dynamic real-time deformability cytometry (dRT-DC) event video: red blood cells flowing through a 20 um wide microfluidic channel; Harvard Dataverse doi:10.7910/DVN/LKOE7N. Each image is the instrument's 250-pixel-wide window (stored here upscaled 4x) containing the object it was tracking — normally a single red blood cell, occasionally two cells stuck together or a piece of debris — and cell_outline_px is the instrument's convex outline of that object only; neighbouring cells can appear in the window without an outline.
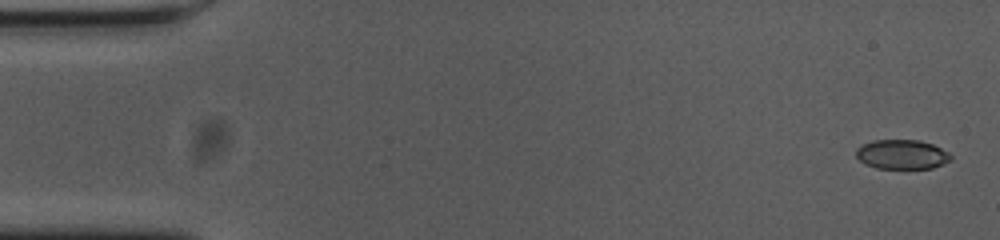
{"species": "common noctule bat (a hibernating species)", "species_latin": "Nyctalus noctula", "temperature_condition": "cold", "stored_images_in_passage": 51, "camera_frame_rate_fps": 3000, "um_per_image_px": 0.085, "animal": {"sex": "female", "body_mass_g": 23.0, "forearm_length_mm": 53.4}, "frame": {"image": 1, "passage_image": 2, "time_ms": 0.333, "image_size_px": [1000, 240], "cell_outline_px": [[952, 160], [932, 168], [876, 168], [864, 164], [856, 156], [856, 148], [872, 140], [920, 140], [932, 144], [948, 152], [952, 156]], "centroid_in_image_um": [76.66, 13.12], "position_along_channel_um": 8.3, "area_um2": 16.24}}
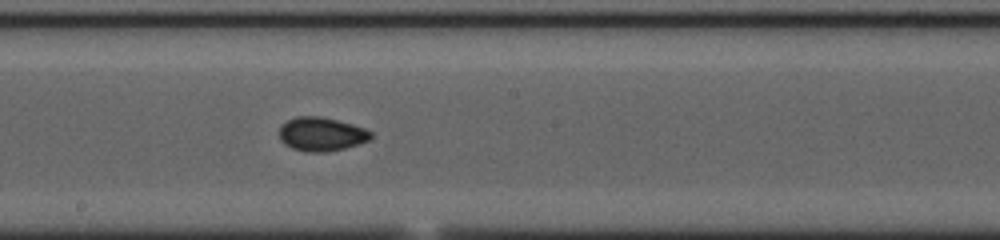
{"frame": {"image": 2, "passage_image": 30, "time_ms": 9.667, "image_size_px": [1000, 240], "cell_outline_px": [[372, 136], [368, 140], [344, 148], [324, 152], [308, 152], [292, 148], [284, 144], [280, 140], [280, 124], [296, 116], [320, 116], [352, 124], [364, 128], [372, 132]], "centroid_in_image_um": [27.28, 11.39], "position_along_channel_um": 220.9, "area_um2": 17.92}}
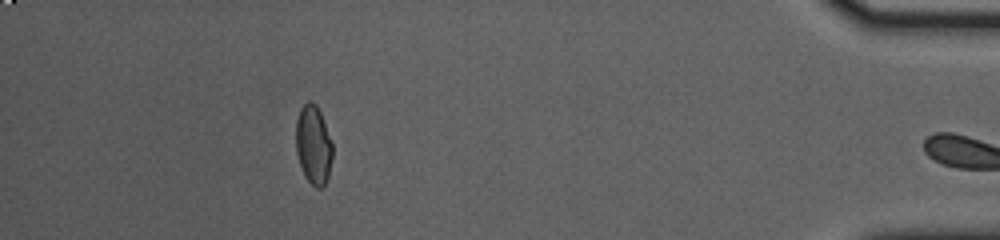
{"frame": {"image": 3, "passage_image": 50, "time_ms": 16.333, "image_size_px": [1000, 240], "cell_outline_px": [[332, 156], [328, 176], [324, 184], [320, 188], [316, 188], [304, 176], [296, 152], [296, 120], [300, 108], [308, 100], [312, 100], [316, 104], [320, 112], [332, 144]], "centroid_in_image_um": [26.62, 12.29], "position_along_channel_um": 408.6, "area_um2": 16.7}, "authors_computed_cell_mechanics": {"area_um2": 17.1666, "velocity_mm_per_s": 3.6999, "shape_relaxation_time_tau1_ms": 7.0053, "shape_relaxation_time_tau2_ms": 1.9362, "deformation_change_tau1": 0.1395, "deformation_change_tau2": 0.0509}}